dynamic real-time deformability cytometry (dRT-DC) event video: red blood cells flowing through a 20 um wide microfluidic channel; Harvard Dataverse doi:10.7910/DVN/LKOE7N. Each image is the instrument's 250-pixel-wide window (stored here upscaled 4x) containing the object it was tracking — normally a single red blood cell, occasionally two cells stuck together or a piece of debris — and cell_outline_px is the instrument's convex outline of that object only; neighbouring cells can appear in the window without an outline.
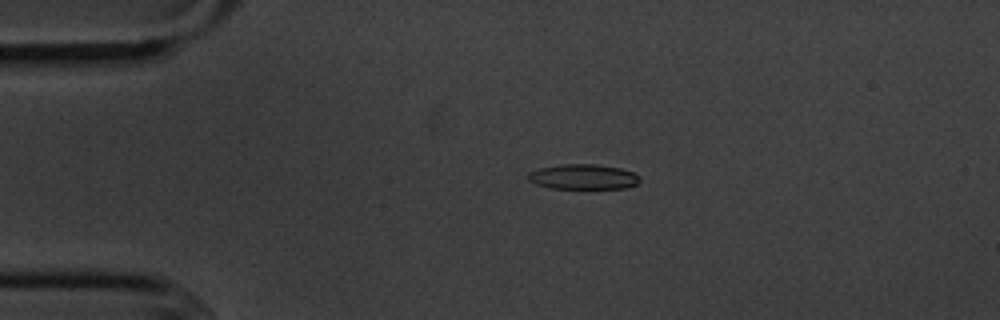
{"species": "common noctule bat (a hibernating species)", "species_latin": "Nyctalus noctula", "temperature_condition": "cold", "stored_images_in_passage": 44, "camera_frame_rate_fps": 3000, "um_per_image_px": 0.085, "animal": {"sex": "male", "body_mass_g": 20.1, "forearm_length_mm": 53.5}, "frame": {"image": 1, "passage_image": 1, "time_ms": 0.0, "image_size_px": [1000, 320], "cell_outline_px": [[640, 180], [636, 184], [628, 188], [552, 188], [536, 184], [528, 180], [528, 172], [540, 168], [564, 164], [596, 164], [620, 168], [632, 172]], "centroid_in_image_um": [49.55, 15.02], "position_along_channel_um": 35.4, "area_um2": 16.13}}
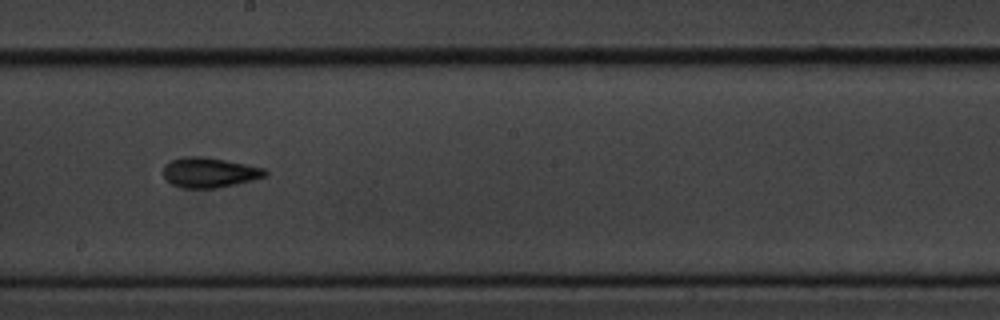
{"frame": {"image": 2, "passage_image": 20, "time_ms": 6.333, "image_size_px": [1000, 320], "cell_outline_px": [[268, 176], [236, 184], [216, 188], [184, 188], [172, 184], [164, 176], [164, 164], [172, 160], [184, 156], [204, 156], [264, 168], [268, 172]], "centroid_in_image_um": [17.81, 14.66], "position_along_channel_um": 230.4, "area_um2": 17.74}}
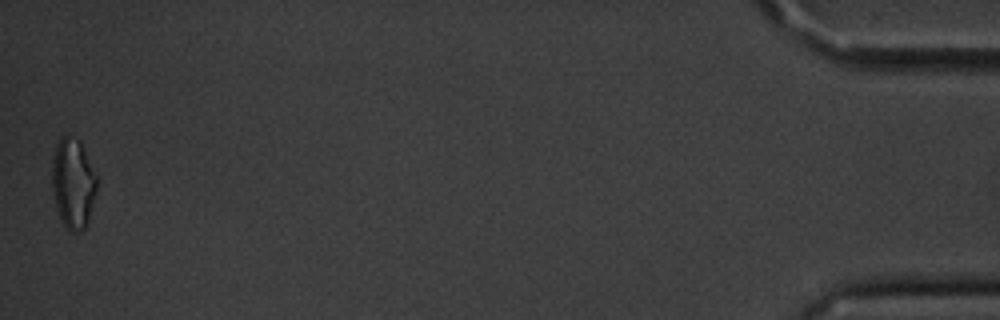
{"frame": {"image": 3, "passage_image": 44, "time_ms": 14.333, "image_size_px": [1000, 320], "cell_outline_px": [[96, 192], [88, 220], [84, 228], [80, 232], [68, 232], [60, 220], [56, 208], [52, 192], [52, 156], [56, 144], [60, 136], [68, 136], [80, 140], [96, 176]], "centroid_in_image_um": [6.18, 15.6], "position_along_channel_um": 429.0, "area_um2": 23.7}, "authors_computed_cell_mechanics": {"area_um2": 17.5712, "velocity_mm_per_s": 3.6333, "shape_relaxation_time_tau1_ms": 4.2186, "shape_relaxation_time_tau2_ms": 5.9615, "deformation_change_tau1": 0.1476, "deformation_change_tau2": 0.1492}}